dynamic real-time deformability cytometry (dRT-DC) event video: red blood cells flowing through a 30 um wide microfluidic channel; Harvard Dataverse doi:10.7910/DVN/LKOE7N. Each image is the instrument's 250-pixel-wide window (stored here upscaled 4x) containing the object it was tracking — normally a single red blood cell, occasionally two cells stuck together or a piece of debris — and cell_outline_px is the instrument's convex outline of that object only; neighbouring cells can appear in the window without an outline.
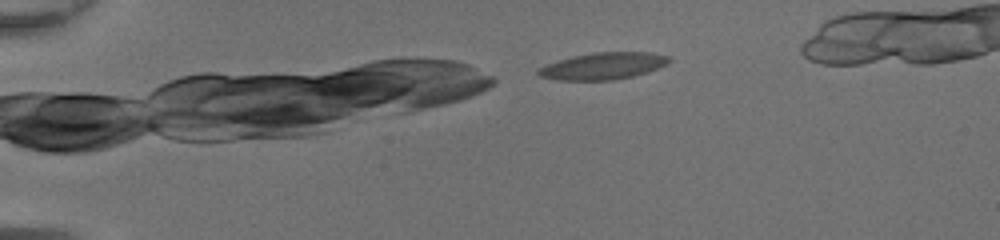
{"species": "common noctule bat (a hibernating species)", "species_latin": "Nyctalus noctula", "temperature_condition": "room temperature", "stored_images_in_passage": 26, "camera_frame_rate_fps": 3000, "um_per_image_px": 0.085, "animal": {"sex": "female", "body_mass_g": 20.0, "forearm_length_mm": 54.0}, "frame": {"image": 1, "passage_image": 1, "time_ms": 0.0, "image_size_px": [1000, 240], "cell_outline_px": [[672, 60], [656, 68], [632, 76], [612, 80], [556, 80], [540, 76], [536, 72], [536, 68], [572, 56], [596, 52], [652, 52], [672, 56]], "centroid_in_image_um": [51.25, 5.6], "position_along_channel_um": 33.8, "area_um2": 20.35}}
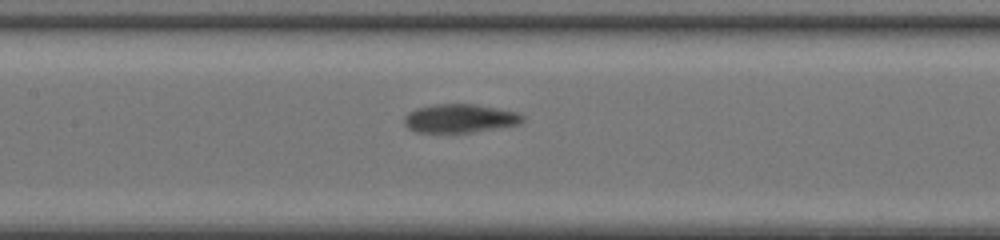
{"frame": {"image": 2, "passage_image": 16, "time_ms": 5.0, "image_size_px": [1000, 240], "cell_outline_px": [[524, 120], [520, 124], [472, 132], [416, 132], [408, 128], [404, 124], [404, 116], [408, 112], [416, 108], [432, 104], [476, 104], [516, 112], [524, 116]], "centroid_in_image_um": [39.06, 10.06], "position_along_channel_um": 168.3, "area_um2": 19.71}}
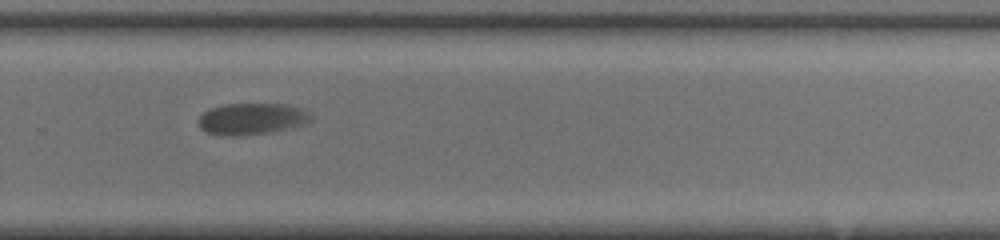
{"frame": {"image": 3, "passage_image": 26, "time_ms": 8.333, "image_size_px": [1000, 240], "cell_outline_px": [[312, 120], [308, 124], [272, 132], [240, 136], [220, 136], [204, 132], [200, 128], [200, 116], [208, 108], [224, 104], [288, 104], [300, 108], [308, 112], [312, 116]], "centroid_in_image_um": [21.41, 10.11], "position_along_channel_um": 308.4, "area_um2": 21.04}}